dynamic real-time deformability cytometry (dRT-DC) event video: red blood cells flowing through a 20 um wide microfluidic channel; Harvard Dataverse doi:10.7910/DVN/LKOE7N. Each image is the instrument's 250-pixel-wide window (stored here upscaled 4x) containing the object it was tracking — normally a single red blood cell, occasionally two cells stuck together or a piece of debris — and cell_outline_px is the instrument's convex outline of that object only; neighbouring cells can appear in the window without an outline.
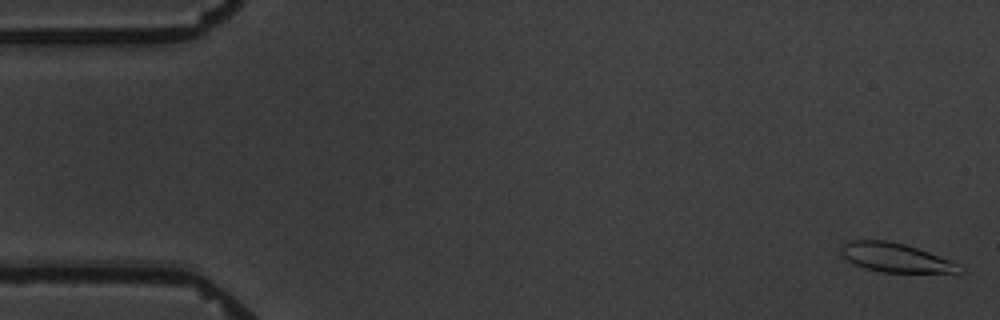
{"species": "common noctule bat (a hibernating species)", "species_latin": "Nyctalus noctula", "temperature_condition": "warm", "stored_images_in_passage": 5, "camera_frame_rate_fps": 3000, "um_per_image_px": 0.085, "animal": {"sex": "male", "body_mass_g": 19.5, "forearm_length_mm": 54.6}, "frame": {"image": 1, "passage_image": 1, "time_ms": 0.0, "image_size_px": [1000, 320], "cell_outline_px": [[964, 272], [880, 272], [864, 268], [848, 260], [840, 252], [840, 248], [848, 240], [888, 240], [904, 244], [928, 252], [948, 260]], "centroid_in_image_um": [76.01, 21.88], "position_along_channel_um": 9.0, "area_um2": 19.42}}